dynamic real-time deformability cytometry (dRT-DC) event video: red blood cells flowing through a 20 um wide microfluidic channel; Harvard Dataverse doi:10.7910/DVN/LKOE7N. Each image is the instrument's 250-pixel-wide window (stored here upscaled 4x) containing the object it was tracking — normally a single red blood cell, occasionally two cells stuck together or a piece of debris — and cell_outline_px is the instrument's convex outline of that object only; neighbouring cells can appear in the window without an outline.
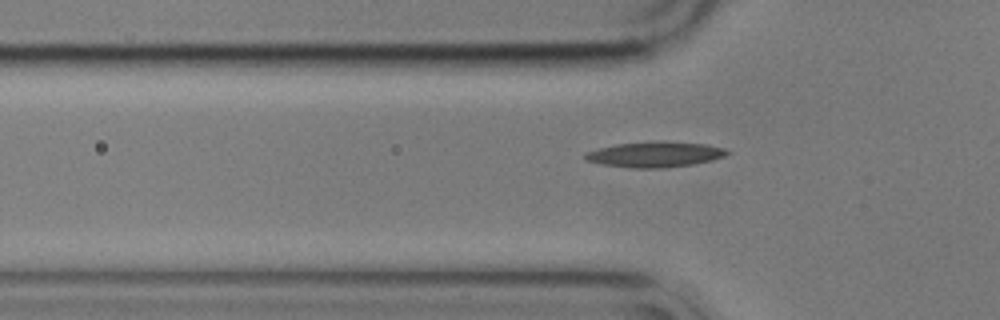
{"species": "common noctule bat (a hibernating species)", "species_latin": "Nyctalus noctula", "temperature_condition": "cold", "stored_images_in_passage": 10, "camera_frame_rate_fps": 3000, "um_per_image_px": 0.085, "animal": {"sex": "male", "body_mass_g": 17.9}, "frame": {"image": 1, "passage_image": 3, "time_ms": 0.667, "image_size_px": [1000, 320], "cell_outline_px": [[732, 152], [724, 156], [712, 160], [692, 164], [664, 168], [632, 168], [600, 164], [584, 160], [584, 152], [616, 144], [664, 140], [704, 144], [724, 148]], "centroid_in_image_um": [55.66, 13.12], "position_along_channel_um": 70.1, "area_um2": 21.27}}
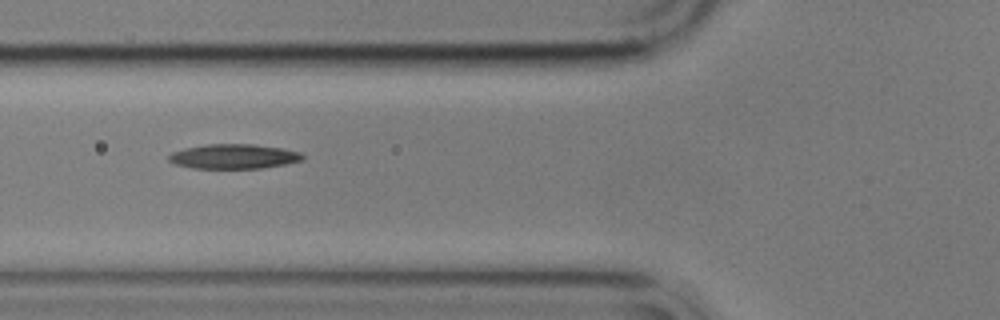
{"frame": {"image": 2, "passage_image": 6, "time_ms": 1.667, "image_size_px": [1000, 320], "cell_outline_px": [[304, 160], [264, 168], [192, 168], [176, 164], [168, 160], [168, 156], [172, 152], [184, 148], [208, 144], [252, 144], [284, 148], [300, 152], [304, 156]], "centroid_in_image_um": [19.89, 13.29], "position_along_channel_um": 105.9, "area_um2": 19.25}}
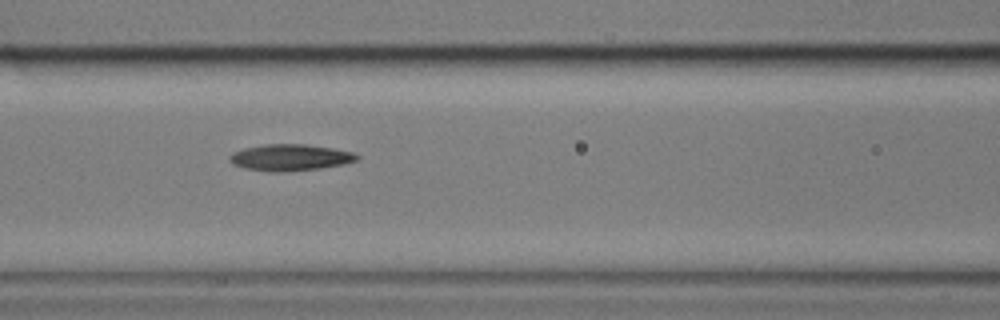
{"frame": {"image": 3, "passage_image": 9, "time_ms": 2.667, "image_size_px": [1000, 320], "cell_outline_px": [[360, 156], [356, 160], [344, 164], [320, 168], [284, 172], [268, 172], [244, 168], [232, 164], [228, 160], [228, 156], [232, 152], [244, 148], [264, 144], [304, 144], [332, 148], [352, 152]], "centroid_in_image_um": [24.6, 13.39], "position_along_channel_um": 142.0, "area_um2": 19.77}}